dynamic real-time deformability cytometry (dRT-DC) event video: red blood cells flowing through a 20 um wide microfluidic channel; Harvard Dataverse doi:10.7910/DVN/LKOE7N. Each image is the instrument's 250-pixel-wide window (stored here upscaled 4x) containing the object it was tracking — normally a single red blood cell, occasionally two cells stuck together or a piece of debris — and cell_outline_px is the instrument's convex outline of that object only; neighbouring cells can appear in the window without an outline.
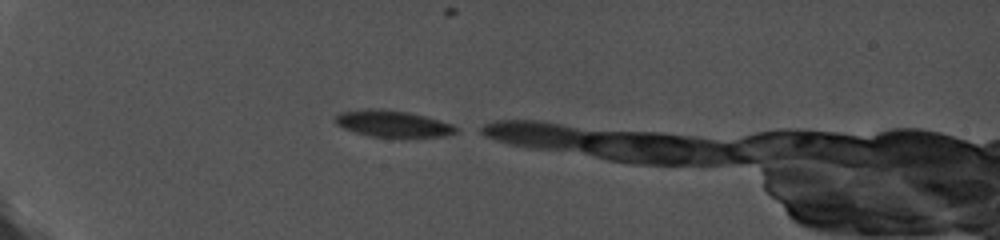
{"species": "common noctule bat (a hibernating species)", "species_latin": "Nyctalus noctula", "temperature_condition": "cold", "stored_images_in_passage": 11, "camera_frame_rate_fps": 5000, "um_per_image_px": 0.085, "animal": {"sex": "female", "body_mass_g": 19.0, "forearm_length_mm": 56.7}, "frame": {"image": 1, "passage_image": 1, "time_ms": 0.0, "image_size_px": [1000, 240], "cell_outline_px": [[460, 128], [456, 132], [444, 136], [368, 136], [344, 128], [336, 124], [332, 120], [340, 112], [368, 108], [384, 108], [408, 112], [424, 116], [452, 124]], "centroid_in_image_um": [33.34, 10.49], "position_along_channel_um": 51.7, "area_um2": 18.5}}